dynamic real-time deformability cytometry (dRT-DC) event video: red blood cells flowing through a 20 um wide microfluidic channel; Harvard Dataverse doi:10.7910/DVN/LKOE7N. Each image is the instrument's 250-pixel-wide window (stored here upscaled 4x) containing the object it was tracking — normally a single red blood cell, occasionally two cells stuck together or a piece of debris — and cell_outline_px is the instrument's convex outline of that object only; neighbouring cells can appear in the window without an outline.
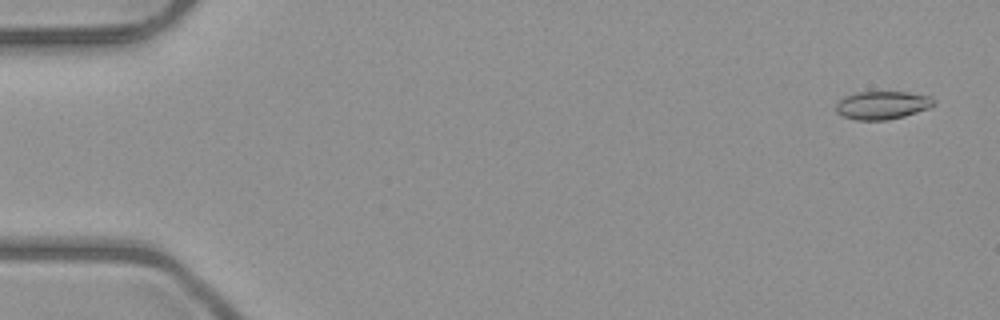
{"species": "common noctule bat (a hibernating species)", "species_latin": "Nyctalus noctula", "temperature_condition": "room temperature", "stored_images_in_passage": 4, "camera_frame_rate_fps": 3000, "um_per_image_px": 0.085, "animal": {"sex": "male", "body_mass_g": 23.1, "forearm_length_mm": 52.7}, "frame": {"image": 1, "passage_image": 1, "time_ms": 0.0, "image_size_px": [1000, 320], "cell_outline_px": [[936, 104], [928, 108], [904, 116], [888, 120], [856, 120], [844, 116], [836, 112], [836, 104], [844, 96], [856, 92], [908, 92], [932, 96], [936, 100]], "centroid_in_image_um": [75.02, 8.93], "position_along_channel_um": 10.0, "area_um2": 16.13}}
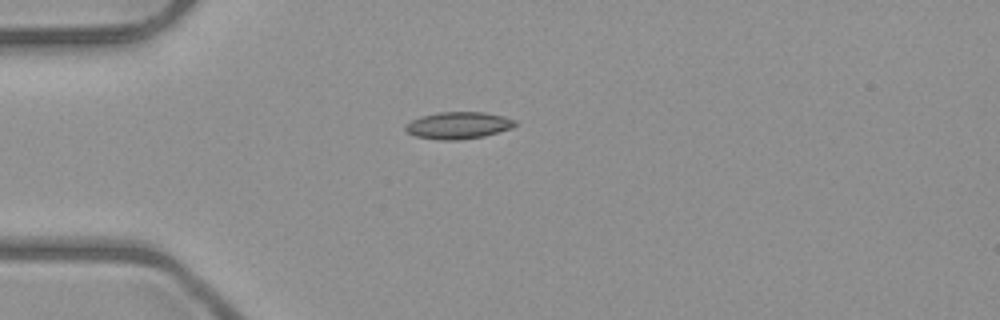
{"frame": {"image": 2, "passage_image": 4, "time_ms": 4.0, "image_size_px": [1000, 320], "cell_outline_px": [[516, 124], [508, 128], [484, 136], [460, 140], [440, 140], [416, 136], [408, 132], [404, 128], [412, 120], [420, 116], [440, 112], [484, 112], [504, 116], [516, 120]], "centroid_in_image_um": [38.94, 10.65], "position_along_channel_um": 46.1, "area_um2": 16.99}}